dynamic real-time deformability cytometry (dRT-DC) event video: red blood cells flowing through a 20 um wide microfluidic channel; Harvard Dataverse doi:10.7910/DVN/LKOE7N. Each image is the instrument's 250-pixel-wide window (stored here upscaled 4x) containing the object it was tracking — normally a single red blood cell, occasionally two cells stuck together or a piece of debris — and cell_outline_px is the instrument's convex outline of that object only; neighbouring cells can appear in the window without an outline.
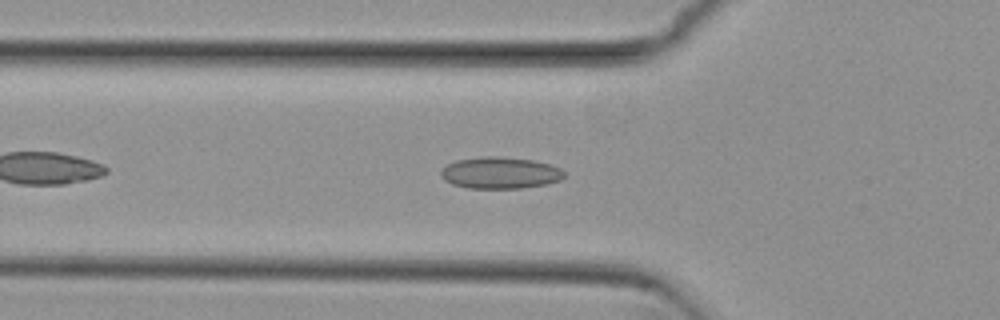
{"species": "common noctule bat (a hibernating species)", "species_latin": "Nyctalus noctula", "temperature_condition": "cold", "stored_images_in_passage": 37, "camera_frame_rate_fps": 3000, "um_per_image_px": 0.085, "animal": {"sex": "female", "body_mass_g": 29.2, "forearm_length_mm": 56.3}, "frame": {"image": 1, "passage_image": 7, "time_ms": 2.0, "image_size_px": [1000, 320], "cell_outline_px": [[564, 176], [560, 180], [548, 184], [520, 188], [468, 188], [452, 184], [444, 180], [440, 176], [440, 172], [448, 164], [456, 160], [480, 156], [496, 156], [532, 160], [548, 164], [560, 168], [564, 172]], "centroid_in_image_um": [42.49, 14.69], "position_along_channel_um": 83.3, "area_um2": 22.72}}
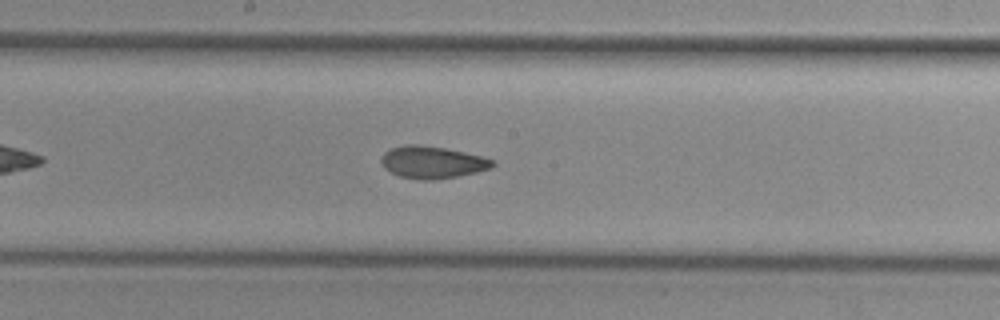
{"frame": {"image": 2, "passage_image": 17, "time_ms": 5.333, "image_size_px": [1000, 320], "cell_outline_px": [[496, 164], [492, 168], [476, 172], [456, 176], [432, 180], [420, 180], [400, 176], [384, 168], [380, 160], [380, 156], [384, 152], [392, 148], [404, 144], [420, 144], [444, 148], [464, 152], [480, 156], [492, 160]], "centroid_in_image_um": [36.71, 13.78], "position_along_channel_um": 211.5, "area_um2": 20.81}}
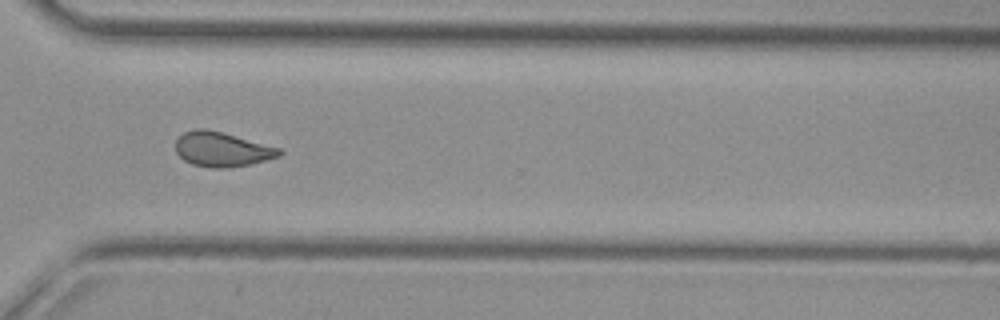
{"frame": {"image": 3, "passage_image": 28, "time_ms": 9.0, "image_size_px": [1000, 320], "cell_outline_px": [[284, 152], [280, 156], [252, 164], [228, 168], [212, 168], [192, 164], [184, 160], [176, 152], [176, 140], [184, 132], [196, 128], [204, 128], [220, 132], [280, 148]], "centroid_in_image_um": [18.87, 12.71], "position_along_channel_um": 351.7, "area_um2": 20.81}, "authors_computed_cell_mechanics": {"area_um2": 20.7502, "velocity_mm_per_s": 3.8261, "shape_relaxation_time_tau1_ms": null, "shape_relaxation_time_tau2_ms": 2.3842, "deformation_change_tau1": null, "deformation_change_tau2": 0.0699}}